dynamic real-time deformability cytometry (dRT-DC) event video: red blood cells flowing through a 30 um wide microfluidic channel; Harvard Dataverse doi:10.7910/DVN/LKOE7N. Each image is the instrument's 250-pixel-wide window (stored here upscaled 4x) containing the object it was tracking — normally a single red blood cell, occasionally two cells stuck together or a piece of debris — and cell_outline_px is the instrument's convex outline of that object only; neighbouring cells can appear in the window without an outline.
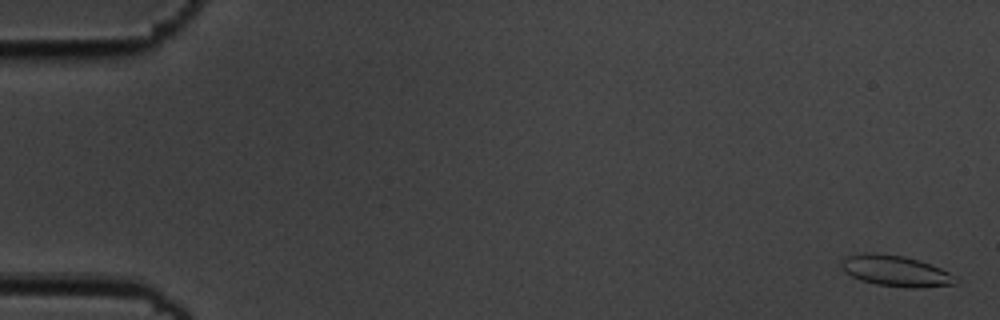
{"species": "common noctule bat (a hibernating species)", "species_latin": "Nyctalus noctula", "temperature_condition": "cold", "stored_images_in_passage": 56, "camera_frame_rate_fps": 3000, "um_per_image_px": 0.085, "animal": {"sex": "male", "body_mass_g": 19.5, "forearm_length_mm": 54.6}, "frame": {"image": 1, "passage_image": 2, "time_ms": 0.333, "image_size_px": [1000, 320], "cell_outline_px": [[960, 280], [956, 284], [920, 288], [908, 288], [876, 284], [860, 280], [844, 272], [840, 264], [840, 260], [848, 256], [864, 252], [868, 252], [904, 256], [920, 260], [940, 268], [948, 272]], "centroid_in_image_um": [76.13, 23.03], "position_along_channel_um": 8.9, "area_um2": 20.75}}
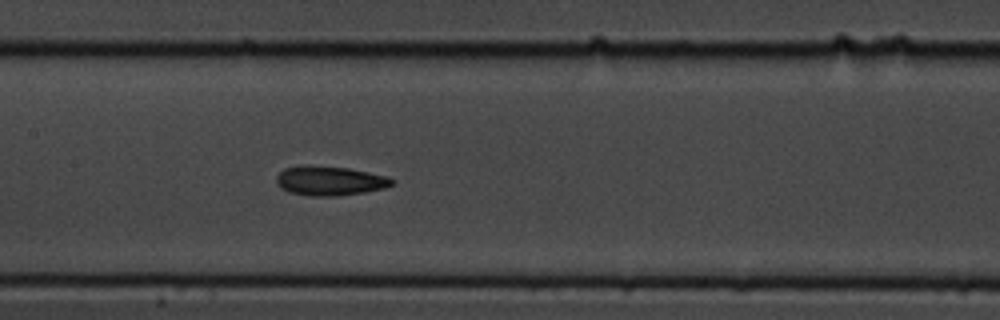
{"frame": {"image": 2, "passage_image": 28, "time_ms": 9.0, "image_size_px": [1000, 320], "cell_outline_px": [[396, 184], [384, 188], [364, 192], [340, 196], [312, 196], [288, 192], [280, 188], [276, 184], [276, 176], [284, 168], [348, 168], [388, 176], [396, 180]], "centroid_in_image_um": [28.1, 15.42], "position_along_channel_um": 179.3, "area_um2": 19.25}}
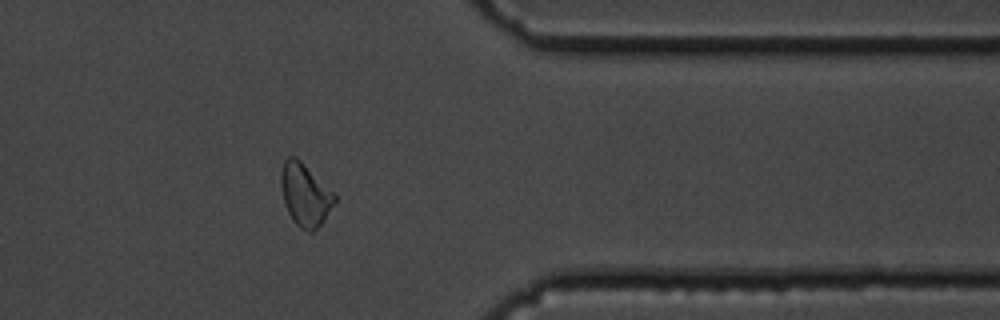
{"frame": {"image": 3, "passage_image": 46, "time_ms": 15.0, "image_size_px": [1000, 320], "cell_outline_px": [[336, 200], [324, 220], [312, 232], [308, 232], [300, 228], [292, 220], [284, 204], [280, 184], [280, 172], [284, 160], [288, 156], [296, 156], [336, 196]], "centroid_in_image_um": [25.89, 16.55], "position_along_channel_um": 385.5, "area_um2": 19.36}, "authors_computed_cell_mechanics": {"area_um2": 19.9699, "velocity_mm_per_s": 3.6307, "shape_relaxation_time_tau1_ms": 3.3643, "shape_relaxation_time_tau2_ms": 4.7442, "deformation_change_tau1": 0.1107, "deformation_change_tau2": 0.1216}}